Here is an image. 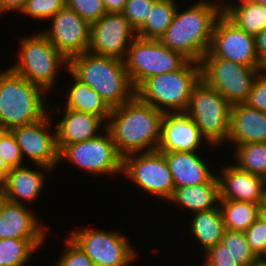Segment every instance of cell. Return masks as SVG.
Returning <instances> with one entry per match:
<instances>
[{"label": "cell", "mask_w": 266, "mask_h": 266, "mask_svg": "<svg viewBox=\"0 0 266 266\" xmlns=\"http://www.w3.org/2000/svg\"><path fill=\"white\" fill-rule=\"evenodd\" d=\"M164 113L141 101L136 95L128 102L113 108L105 126L111 133L118 153L156 151L161 137ZM147 148V149H145Z\"/></svg>", "instance_id": "6da1fadb"}, {"label": "cell", "mask_w": 266, "mask_h": 266, "mask_svg": "<svg viewBox=\"0 0 266 266\" xmlns=\"http://www.w3.org/2000/svg\"><path fill=\"white\" fill-rule=\"evenodd\" d=\"M218 5L201 0L183 12L177 9L173 22L158 40L189 61L200 63L209 51L216 21L223 14V7Z\"/></svg>", "instance_id": "7a4b0ae2"}, {"label": "cell", "mask_w": 266, "mask_h": 266, "mask_svg": "<svg viewBox=\"0 0 266 266\" xmlns=\"http://www.w3.org/2000/svg\"><path fill=\"white\" fill-rule=\"evenodd\" d=\"M68 70L95 90L106 104L116 108L135 96L124 60L85 52L68 60Z\"/></svg>", "instance_id": "3957f363"}, {"label": "cell", "mask_w": 266, "mask_h": 266, "mask_svg": "<svg viewBox=\"0 0 266 266\" xmlns=\"http://www.w3.org/2000/svg\"><path fill=\"white\" fill-rule=\"evenodd\" d=\"M46 91L15 73L11 68L0 73V130L42 120L48 107ZM43 96V97H42ZM47 108V109H46Z\"/></svg>", "instance_id": "277c9868"}, {"label": "cell", "mask_w": 266, "mask_h": 266, "mask_svg": "<svg viewBox=\"0 0 266 266\" xmlns=\"http://www.w3.org/2000/svg\"><path fill=\"white\" fill-rule=\"evenodd\" d=\"M200 79L201 64L188 61L179 70L146 79L135 90V95L163 113L170 109L171 112H186L193 88Z\"/></svg>", "instance_id": "5b68a950"}, {"label": "cell", "mask_w": 266, "mask_h": 266, "mask_svg": "<svg viewBox=\"0 0 266 266\" xmlns=\"http://www.w3.org/2000/svg\"><path fill=\"white\" fill-rule=\"evenodd\" d=\"M231 104L203 79L193 88L186 113L195 122L206 143L215 146L228 140Z\"/></svg>", "instance_id": "8992f818"}, {"label": "cell", "mask_w": 266, "mask_h": 266, "mask_svg": "<svg viewBox=\"0 0 266 266\" xmlns=\"http://www.w3.org/2000/svg\"><path fill=\"white\" fill-rule=\"evenodd\" d=\"M20 47L19 61L10 68L46 92L51 91L49 89L55 82L56 70L60 65L68 69V60L55 49L42 32L23 38Z\"/></svg>", "instance_id": "52a82bcc"}, {"label": "cell", "mask_w": 266, "mask_h": 266, "mask_svg": "<svg viewBox=\"0 0 266 266\" xmlns=\"http://www.w3.org/2000/svg\"><path fill=\"white\" fill-rule=\"evenodd\" d=\"M189 60L159 40L136 37L128 48L125 67L135 90L148 78L181 69Z\"/></svg>", "instance_id": "ba28073f"}, {"label": "cell", "mask_w": 266, "mask_h": 266, "mask_svg": "<svg viewBox=\"0 0 266 266\" xmlns=\"http://www.w3.org/2000/svg\"><path fill=\"white\" fill-rule=\"evenodd\" d=\"M200 64L201 79L216 89L231 105L247 100L257 73L263 70L216 57H203Z\"/></svg>", "instance_id": "9c48e42d"}, {"label": "cell", "mask_w": 266, "mask_h": 266, "mask_svg": "<svg viewBox=\"0 0 266 266\" xmlns=\"http://www.w3.org/2000/svg\"><path fill=\"white\" fill-rule=\"evenodd\" d=\"M105 129V135L64 146L59 151V163L66 159L95 175L122 173L123 157L118 153L111 133Z\"/></svg>", "instance_id": "30bf717a"}, {"label": "cell", "mask_w": 266, "mask_h": 266, "mask_svg": "<svg viewBox=\"0 0 266 266\" xmlns=\"http://www.w3.org/2000/svg\"><path fill=\"white\" fill-rule=\"evenodd\" d=\"M122 173L144 191L166 202L175 189L166 158L158 150L124 156Z\"/></svg>", "instance_id": "8fae6325"}, {"label": "cell", "mask_w": 266, "mask_h": 266, "mask_svg": "<svg viewBox=\"0 0 266 266\" xmlns=\"http://www.w3.org/2000/svg\"><path fill=\"white\" fill-rule=\"evenodd\" d=\"M92 260L94 266H127L134 262L136 251L118 232L84 228L69 237Z\"/></svg>", "instance_id": "7c38bea8"}, {"label": "cell", "mask_w": 266, "mask_h": 266, "mask_svg": "<svg viewBox=\"0 0 266 266\" xmlns=\"http://www.w3.org/2000/svg\"><path fill=\"white\" fill-rule=\"evenodd\" d=\"M216 57L255 69H264L255 49V37L238 28L224 14L216 21L209 51Z\"/></svg>", "instance_id": "4fadbf2b"}, {"label": "cell", "mask_w": 266, "mask_h": 266, "mask_svg": "<svg viewBox=\"0 0 266 266\" xmlns=\"http://www.w3.org/2000/svg\"><path fill=\"white\" fill-rule=\"evenodd\" d=\"M136 37V30L121 12H106L99 20L90 24L88 51L95 55L124 60Z\"/></svg>", "instance_id": "5bb4252c"}, {"label": "cell", "mask_w": 266, "mask_h": 266, "mask_svg": "<svg viewBox=\"0 0 266 266\" xmlns=\"http://www.w3.org/2000/svg\"><path fill=\"white\" fill-rule=\"evenodd\" d=\"M51 27L42 33L67 60L88 52L90 23L65 6L50 18Z\"/></svg>", "instance_id": "9a60e30c"}, {"label": "cell", "mask_w": 266, "mask_h": 266, "mask_svg": "<svg viewBox=\"0 0 266 266\" xmlns=\"http://www.w3.org/2000/svg\"><path fill=\"white\" fill-rule=\"evenodd\" d=\"M50 122L47 114L42 120L13 128L11 131L17 140L23 159L26 155L35 164L54 169L59 163V151L56 132L53 134L47 128Z\"/></svg>", "instance_id": "2e32d148"}, {"label": "cell", "mask_w": 266, "mask_h": 266, "mask_svg": "<svg viewBox=\"0 0 266 266\" xmlns=\"http://www.w3.org/2000/svg\"><path fill=\"white\" fill-rule=\"evenodd\" d=\"M206 140L186 112L164 113L159 152H197Z\"/></svg>", "instance_id": "e0dca14e"}, {"label": "cell", "mask_w": 266, "mask_h": 266, "mask_svg": "<svg viewBox=\"0 0 266 266\" xmlns=\"http://www.w3.org/2000/svg\"><path fill=\"white\" fill-rule=\"evenodd\" d=\"M39 218L25 204L3 200L0 205V239L32 240L39 248L45 240V231Z\"/></svg>", "instance_id": "ac0fdd59"}, {"label": "cell", "mask_w": 266, "mask_h": 266, "mask_svg": "<svg viewBox=\"0 0 266 266\" xmlns=\"http://www.w3.org/2000/svg\"><path fill=\"white\" fill-rule=\"evenodd\" d=\"M224 167L221 175L217 176L220 199L255 204H261L266 199L262 177L241 170L235 164Z\"/></svg>", "instance_id": "d6986e66"}, {"label": "cell", "mask_w": 266, "mask_h": 266, "mask_svg": "<svg viewBox=\"0 0 266 266\" xmlns=\"http://www.w3.org/2000/svg\"><path fill=\"white\" fill-rule=\"evenodd\" d=\"M227 142L242 144L266 142V113L246 103L231 106L230 134Z\"/></svg>", "instance_id": "ffe728a7"}, {"label": "cell", "mask_w": 266, "mask_h": 266, "mask_svg": "<svg viewBox=\"0 0 266 266\" xmlns=\"http://www.w3.org/2000/svg\"><path fill=\"white\" fill-rule=\"evenodd\" d=\"M37 166L42 169L40 171L38 169L37 171L31 168L29 169L24 165L12 168V170L7 173L4 182L0 185L5 200L23 204L21 202L22 200L31 203L38 198L45 180L44 173L46 170L50 171L51 168L42 165Z\"/></svg>", "instance_id": "44dd1931"}, {"label": "cell", "mask_w": 266, "mask_h": 266, "mask_svg": "<svg viewBox=\"0 0 266 266\" xmlns=\"http://www.w3.org/2000/svg\"><path fill=\"white\" fill-rule=\"evenodd\" d=\"M102 122L105 121L97 115L65 108L64 117L55 128L58 151L64 146L97 137Z\"/></svg>", "instance_id": "7402d4cb"}, {"label": "cell", "mask_w": 266, "mask_h": 266, "mask_svg": "<svg viewBox=\"0 0 266 266\" xmlns=\"http://www.w3.org/2000/svg\"><path fill=\"white\" fill-rule=\"evenodd\" d=\"M164 154L176 187L209 182L215 175L196 152H161Z\"/></svg>", "instance_id": "603a6c76"}, {"label": "cell", "mask_w": 266, "mask_h": 266, "mask_svg": "<svg viewBox=\"0 0 266 266\" xmlns=\"http://www.w3.org/2000/svg\"><path fill=\"white\" fill-rule=\"evenodd\" d=\"M175 202L194 212H201L219 207V181L215 175L209 182L194 186L176 187L167 202ZM217 204V205H216Z\"/></svg>", "instance_id": "cb8c5ba5"}, {"label": "cell", "mask_w": 266, "mask_h": 266, "mask_svg": "<svg viewBox=\"0 0 266 266\" xmlns=\"http://www.w3.org/2000/svg\"><path fill=\"white\" fill-rule=\"evenodd\" d=\"M221 6L223 14L238 28L250 35L255 37L266 29V5L252 0H240L236 6L229 3Z\"/></svg>", "instance_id": "d4e9b609"}, {"label": "cell", "mask_w": 266, "mask_h": 266, "mask_svg": "<svg viewBox=\"0 0 266 266\" xmlns=\"http://www.w3.org/2000/svg\"><path fill=\"white\" fill-rule=\"evenodd\" d=\"M66 71L72 75L75 82L67 94L65 108L97 115L104 121L109 120L112 109L102 97L86 83L77 79L68 69Z\"/></svg>", "instance_id": "484cf974"}, {"label": "cell", "mask_w": 266, "mask_h": 266, "mask_svg": "<svg viewBox=\"0 0 266 266\" xmlns=\"http://www.w3.org/2000/svg\"><path fill=\"white\" fill-rule=\"evenodd\" d=\"M190 224V230L195 239L199 240L206 252L209 248L221 243L226 231L220 207L211 210L195 212Z\"/></svg>", "instance_id": "4316f807"}, {"label": "cell", "mask_w": 266, "mask_h": 266, "mask_svg": "<svg viewBox=\"0 0 266 266\" xmlns=\"http://www.w3.org/2000/svg\"><path fill=\"white\" fill-rule=\"evenodd\" d=\"M219 203L226 230L245 232L259 217L260 204L227 199Z\"/></svg>", "instance_id": "83f0119b"}, {"label": "cell", "mask_w": 266, "mask_h": 266, "mask_svg": "<svg viewBox=\"0 0 266 266\" xmlns=\"http://www.w3.org/2000/svg\"><path fill=\"white\" fill-rule=\"evenodd\" d=\"M177 8L173 0H158L145 23L136 31L137 37L158 40L173 22Z\"/></svg>", "instance_id": "f1b7e54d"}, {"label": "cell", "mask_w": 266, "mask_h": 266, "mask_svg": "<svg viewBox=\"0 0 266 266\" xmlns=\"http://www.w3.org/2000/svg\"><path fill=\"white\" fill-rule=\"evenodd\" d=\"M236 166L253 175L266 173V142L238 145L235 148Z\"/></svg>", "instance_id": "f546056e"}, {"label": "cell", "mask_w": 266, "mask_h": 266, "mask_svg": "<svg viewBox=\"0 0 266 266\" xmlns=\"http://www.w3.org/2000/svg\"><path fill=\"white\" fill-rule=\"evenodd\" d=\"M38 248L32 240L0 239V266H25Z\"/></svg>", "instance_id": "4dcf8cb0"}, {"label": "cell", "mask_w": 266, "mask_h": 266, "mask_svg": "<svg viewBox=\"0 0 266 266\" xmlns=\"http://www.w3.org/2000/svg\"><path fill=\"white\" fill-rule=\"evenodd\" d=\"M221 243L241 266H248L258 260L250 249L244 232L226 230Z\"/></svg>", "instance_id": "1f68e13d"}, {"label": "cell", "mask_w": 266, "mask_h": 266, "mask_svg": "<svg viewBox=\"0 0 266 266\" xmlns=\"http://www.w3.org/2000/svg\"><path fill=\"white\" fill-rule=\"evenodd\" d=\"M66 6V0H27L21 13L37 20L53 17Z\"/></svg>", "instance_id": "d6a6232c"}, {"label": "cell", "mask_w": 266, "mask_h": 266, "mask_svg": "<svg viewBox=\"0 0 266 266\" xmlns=\"http://www.w3.org/2000/svg\"><path fill=\"white\" fill-rule=\"evenodd\" d=\"M158 0H127L121 12L137 31L146 20L150 10Z\"/></svg>", "instance_id": "836d02e7"}, {"label": "cell", "mask_w": 266, "mask_h": 266, "mask_svg": "<svg viewBox=\"0 0 266 266\" xmlns=\"http://www.w3.org/2000/svg\"><path fill=\"white\" fill-rule=\"evenodd\" d=\"M0 156L11 168L23 166V156L10 130H0Z\"/></svg>", "instance_id": "e575fe53"}, {"label": "cell", "mask_w": 266, "mask_h": 266, "mask_svg": "<svg viewBox=\"0 0 266 266\" xmlns=\"http://www.w3.org/2000/svg\"><path fill=\"white\" fill-rule=\"evenodd\" d=\"M66 6L90 24L106 13L102 0H66Z\"/></svg>", "instance_id": "d590c367"}, {"label": "cell", "mask_w": 266, "mask_h": 266, "mask_svg": "<svg viewBox=\"0 0 266 266\" xmlns=\"http://www.w3.org/2000/svg\"><path fill=\"white\" fill-rule=\"evenodd\" d=\"M250 249L258 259L266 257V223L258 217L244 232Z\"/></svg>", "instance_id": "8d00e7d4"}, {"label": "cell", "mask_w": 266, "mask_h": 266, "mask_svg": "<svg viewBox=\"0 0 266 266\" xmlns=\"http://www.w3.org/2000/svg\"><path fill=\"white\" fill-rule=\"evenodd\" d=\"M55 266H94V264L87 254L69 238L66 249Z\"/></svg>", "instance_id": "74e56055"}, {"label": "cell", "mask_w": 266, "mask_h": 266, "mask_svg": "<svg viewBox=\"0 0 266 266\" xmlns=\"http://www.w3.org/2000/svg\"><path fill=\"white\" fill-rule=\"evenodd\" d=\"M244 103L266 113V69L257 73L251 92Z\"/></svg>", "instance_id": "f35d334b"}, {"label": "cell", "mask_w": 266, "mask_h": 266, "mask_svg": "<svg viewBox=\"0 0 266 266\" xmlns=\"http://www.w3.org/2000/svg\"><path fill=\"white\" fill-rule=\"evenodd\" d=\"M204 254L203 266H241L233 259L227 247L222 243L209 248Z\"/></svg>", "instance_id": "ab89813d"}, {"label": "cell", "mask_w": 266, "mask_h": 266, "mask_svg": "<svg viewBox=\"0 0 266 266\" xmlns=\"http://www.w3.org/2000/svg\"><path fill=\"white\" fill-rule=\"evenodd\" d=\"M255 49L260 61L266 65V29L255 36Z\"/></svg>", "instance_id": "60d3db41"}, {"label": "cell", "mask_w": 266, "mask_h": 266, "mask_svg": "<svg viewBox=\"0 0 266 266\" xmlns=\"http://www.w3.org/2000/svg\"><path fill=\"white\" fill-rule=\"evenodd\" d=\"M27 0H0V13L18 11L21 13Z\"/></svg>", "instance_id": "b9f144b4"}, {"label": "cell", "mask_w": 266, "mask_h": 266, "mask_svg": "<svg viewBox=\"0 0 266 266\" xmlns=\"http://www.w3.org/2000/svg\"><path fill=\"white\" fill-rule=\"evenodd\" d=\"M106 12H122L127 0H102Z\"/></svg>", "instance_id": "7bdbcfd3"}, {"label": "cell", "mask_w": 266, "mask_h": 266, "mask_svg": "<svg viewBox=\"0 0 266 266\" xmlns=\"http://www.w3.org/2000/svg\"><path fill=\"white\" fill-rule=\"evenodd\" d=\"M11 170L12 168L0 156V185L4 182L7 173Z\"/></svg>", "instance_id": "ee69618b"}, {"label": "cell", "mask_w": 266, "mask_h": 266, "mask_svg": "<svg viewBox=\"0 0 266 266\" xmlns=\"http://www.w3.org/2000/svg\"><path fill=\"white\" fill-rule=\"evenodd\" d=\"M259 217L266 223V199L260 204Z\"/></svg>", "instance_id": "f6af8a7d"}, {"label": "cell", "mask_w": 266, "mask_h": 266, "mask_svg": "<svg viewBox=\"0 0 266 266\" xmlns=\"http://www.w3.org/2000/svg\"><path fill=\"white\" fill-rule=\"evenodd\" d=\"M248 266H266V260L265 259H258L256 262H254Z\"/></svg>", "instance_id": "bcb514c9"}, {"label": "cell", "mask_w": 266, "mask_h": 266, "mask_svg": "<svg viewBox=\"0 0 266 266\" xmlns=\"http://www.w3.org/2000/svg\"><path fill=\"white\" fill-rule=\"evenodd\" d=\"M4 199H5V197H4L3 191H2V189L0 187V205L3 202Z\"/></svg>", "instance_id": "7dc6e473"}, {"label": "cell", "mask_w": 266, "mask_h": 266, "mask_svg": "<svg viewBox=\"0 0 266 266\" xmlns=\"http://www.w3.org/2000/svg\"><path fill=\"white\" fill-rule=\"evenodd\" d=\"M258 4L266 5V0H252Z\"/></svg>", "instance_id": "c3c4849f"}, {"label": "cell", "mask_w": 266, "mask_h": 266, "mask_svg": "<svg viewBox=\"0 0 266 266\" xmlns=\"http://www.w3.org/2000/svg\"><path fill=\"white\" fill-rule=\"evenodd\" d=\"M262 179H263L264 190H265V193H266V173H265V175L262 177Z\"/></svg>", "instance_id": "681fc988"}]
</instances>
